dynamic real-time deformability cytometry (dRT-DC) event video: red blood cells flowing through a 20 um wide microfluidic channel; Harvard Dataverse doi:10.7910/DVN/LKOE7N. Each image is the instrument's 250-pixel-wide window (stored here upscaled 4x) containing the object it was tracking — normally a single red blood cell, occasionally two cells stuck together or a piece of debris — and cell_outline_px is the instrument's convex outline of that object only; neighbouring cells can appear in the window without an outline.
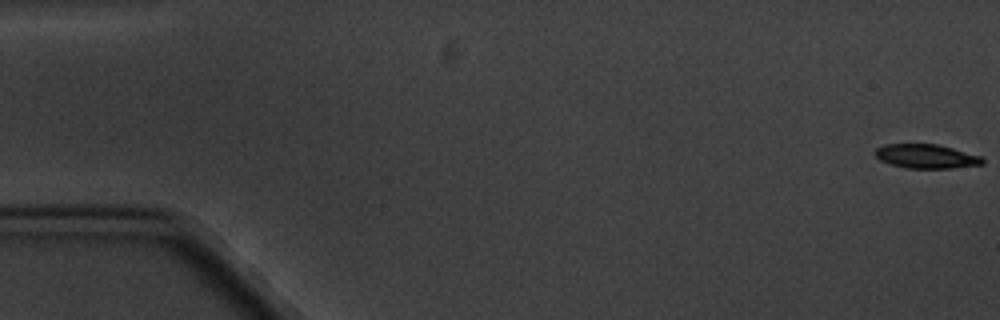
{"species": "common noctule bat (a hibernating species)", "species_latin": "Nyctalus noctula", "temperature_condition": "cold", "stored_images_in_passage": 9, "camera_frame_rate_fps": 3000, "um_per_image_px": 0.085, "animal": {"sex": "male", "body_mass_g": 20.1, "forearm_length_mm": 53.5}, "frame": {"image": 1, "passage_image": 1, "time_ms": 0.0, "image_size_px": [1000, 320], "cell_outline_px": [[984, 164], [952, 168], [908, 168], [892, 164], [880, 160], [876, 156], [876, 148], [884, 144], [936, 144], [952, 148], [980, 156], [984, 160]], "centroid_in_image_um": [78.73, 13.28], "position_along_channel_um": 6.3, "area_um2": 14.85}}
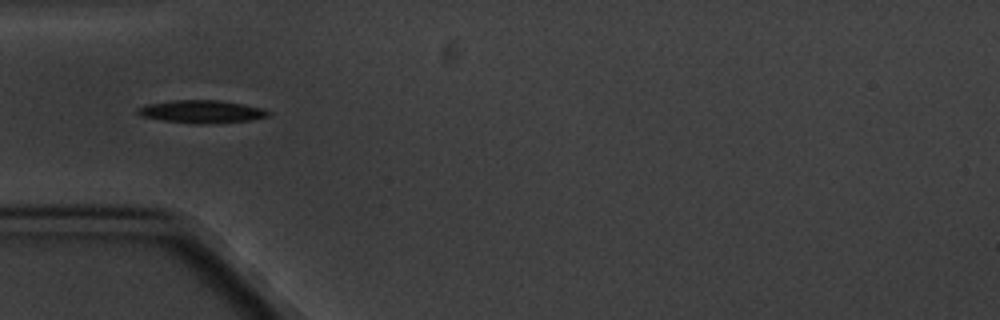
{"frame": {"image": 2, "passage_image": 6, "time_ms": 6.0, "image_size_px": [1000, 320], "cell_outline_px": [[272, 112], [268, 116], [248, 120], [208, 124], [192, 124], [164, 120], [140, 116], [136, 112], [136, 108], [148, 104], [176, 100], [220, 100], [264, 108]], "centroid_in_image_um": [17.14, 9.49], "position_along_channel_um": 67.9, "area_um2": 17.34}}